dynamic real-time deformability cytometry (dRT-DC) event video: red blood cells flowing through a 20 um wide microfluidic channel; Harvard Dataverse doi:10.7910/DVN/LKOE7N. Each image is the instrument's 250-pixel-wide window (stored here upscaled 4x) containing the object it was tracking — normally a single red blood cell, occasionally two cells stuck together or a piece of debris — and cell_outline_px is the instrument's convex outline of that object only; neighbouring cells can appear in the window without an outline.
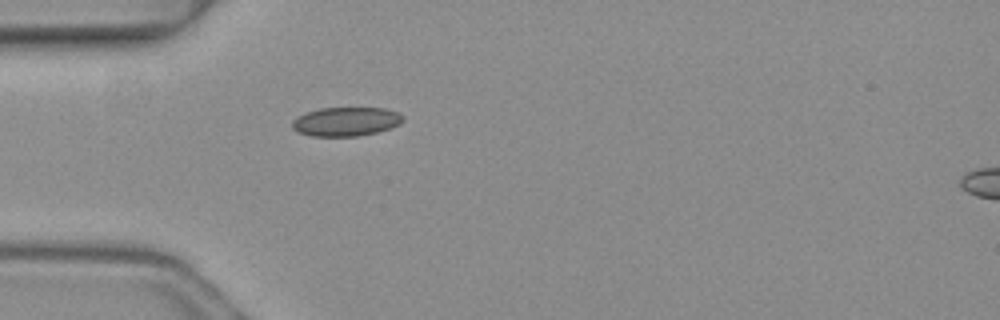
{"species": "common noctule bat (a hibernating species)", "species_latin": "Nyctalus noctula", "temperature_condition": "warm", "stored_images_in_passage": 4, "camera_frame_rate_fps": 3000, "um_per_image_px": 0.085, "animal": {"sex": "female", "body_mass_g": 19.3, "forearm_length_mm": 54.1}, "frame": {"image": 1, "passage_image": 4, "time_ms": 1.0, "image_size_px": [1000, 320], "cell_outline_px": [[404, 120], [400, 124], [376, 132], [356, 136], [312, 136], [296, 132], [292, 128], [292, 120], [296, 116], [320, 108], [384, 108], [396, 112], [404, 116]], "centroid_in_image_um": [29.37, 10.33], "position_along_channel_um": 55.6, "area_um2": 18.67}}